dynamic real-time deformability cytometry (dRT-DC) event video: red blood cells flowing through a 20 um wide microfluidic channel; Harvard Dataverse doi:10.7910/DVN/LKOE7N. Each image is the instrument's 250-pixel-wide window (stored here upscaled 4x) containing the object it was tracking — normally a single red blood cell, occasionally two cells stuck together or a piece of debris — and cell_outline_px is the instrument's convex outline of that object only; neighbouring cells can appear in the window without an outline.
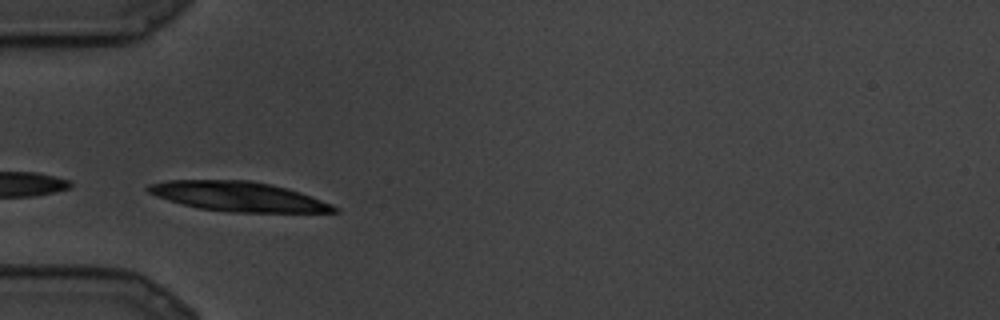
{"species": "common noctule bat (a hibernating species)", "species_latin": "Nyctalus noctula", "temperature_condition": "cold", "stored_images_in_passage": 6, "camera_frame_rate_fps": 3000, "um_per_image_px": 0.085, "animal": {"sex": "male", "body_mass_g": 19.5, "forearm_length_mm": 54.6}, "frame": {"image": 1, "passage_image": 1, "time_ms": 0.0, "image_size_px": [1000, 320], "cell_outline_px": [[340, 212], [232, 212], [200, 208], [168, 200], [156, 196], [148, 192], [144, 188], [148, 184], [168, 180], [252, 180], [272, 184], [300, 192], [332, 204], [340, 208]], "centroid_in_image_um": [20.26, 16.69], "position_along_channel_um": 64.7, "area_um2": 32.08}}